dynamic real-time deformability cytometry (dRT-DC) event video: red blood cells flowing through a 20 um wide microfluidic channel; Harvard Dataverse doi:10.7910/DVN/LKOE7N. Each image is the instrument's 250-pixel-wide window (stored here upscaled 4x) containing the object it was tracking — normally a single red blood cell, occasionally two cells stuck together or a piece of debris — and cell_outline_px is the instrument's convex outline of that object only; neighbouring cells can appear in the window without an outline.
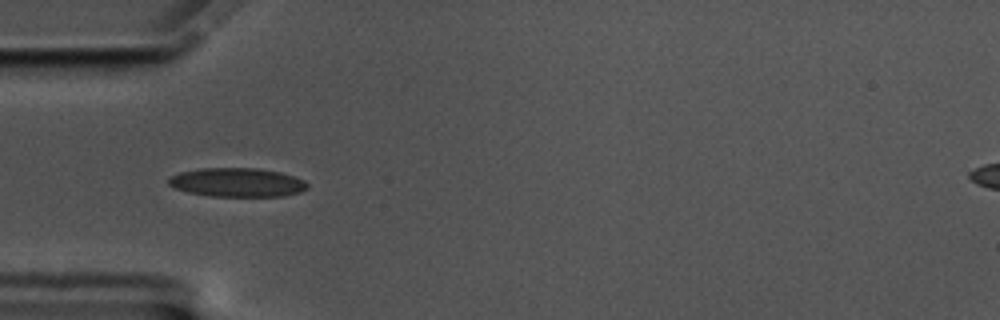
{"species": "common noctule bat (a hibernating species)", "species_latin": "Nyctalus noctula", "temperature_condition": "cold", "stored_images_in_passage": 13, "camera_frame_rate_fps": 3000, "um_per_image_px": 0.085, "animal": {"sex": "male", "body_mass_g": 17.5, "forearm_length_mm": 52.3}, "frame": {"image": 1, "passage_image": 6, "time_ms": 1.667, "image_size_px": [1000, 320], "cell_outline_px": [[308, 188], [300, 192], [284, 196], [212, 196], [188, 192], [176, 188], [168, 184], [168, 180], [172, 176], [180, 172], [200, 168], [256, 168], [280, 172], [304, 180], [308, 184]], "centroid_in_image_um": [20.18, 15.5], "position_along_channel_um": 64.8, "area_um2": 23.24}}